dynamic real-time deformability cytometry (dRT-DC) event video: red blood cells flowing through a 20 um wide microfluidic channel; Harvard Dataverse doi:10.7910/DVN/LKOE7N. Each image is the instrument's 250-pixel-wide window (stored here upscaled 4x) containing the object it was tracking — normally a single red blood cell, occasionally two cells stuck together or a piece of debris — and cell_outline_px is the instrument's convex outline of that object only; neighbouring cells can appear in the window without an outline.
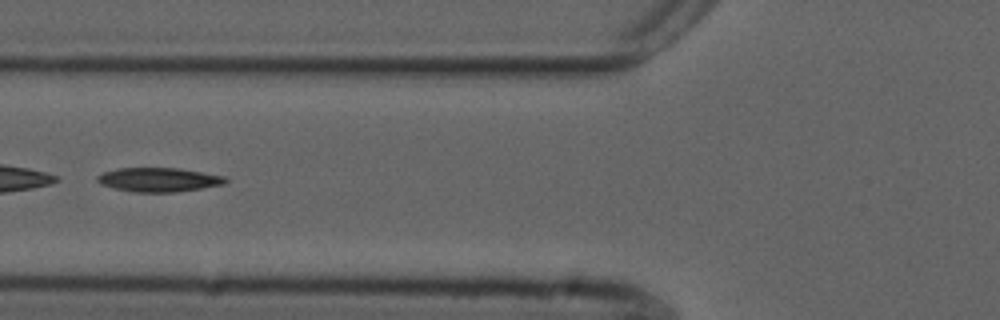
{"species": "common noctule bat (a hibernating species)", "species_latin": "Nyctalus noctula", "temperature_condition": "cold", "stored_images_in_passage": 47, "camera_frame_rate_fps": 3000, "um_per_image_px": 0.085, "animal": {"sex": "male", "forearm_length_mm": 52.5}, "frame": {"image": 1, "passage_image": 19, "time_ms": 6.0, "image_size_px": [1000, 320], "cell_outline_px": [[228, 180], [224, 184], [176, 192], [136, 192], [116, 188], [100, 184], [96, 180], [96, 176], [104, 172], [116, 168], [180, 168], [224, 176]], "centroid_in_image_um": [13.47, 15.26], "position_along_channel_um": 112.3, "area_um2": 17.86}}
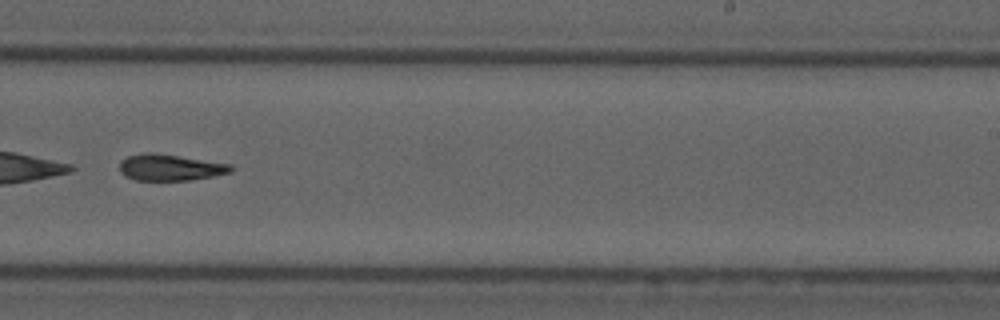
{"frame": {"image": 2, "passage_image": 32, "time_ms": 10.333, "image_size_px": [1000, 320], "cell_outline_px": [[236, 168], [232, 172], [212, 176], [188, 180], [136, 180], [124, 176], [120, 172], [120, 160], [128, 156], [144, 152], [156, 152], [232, 164]], "centroid_in_image_um": [14.47, 14.22], "position_along_channel_um": 274.5, "area_um2": 17.34}, "authors_computed_cell_mechanics": {"area_um2": 18.0336, "velocity_mm_per_s": 3.7443, "shape_relaxation_time_tau1_ms": 7.5989, "shape_relaxation_time_tau2_ms": 11.2202, "deformation_change_tau1": 0.1758, "deformation_change_tau2": 0.2324}}